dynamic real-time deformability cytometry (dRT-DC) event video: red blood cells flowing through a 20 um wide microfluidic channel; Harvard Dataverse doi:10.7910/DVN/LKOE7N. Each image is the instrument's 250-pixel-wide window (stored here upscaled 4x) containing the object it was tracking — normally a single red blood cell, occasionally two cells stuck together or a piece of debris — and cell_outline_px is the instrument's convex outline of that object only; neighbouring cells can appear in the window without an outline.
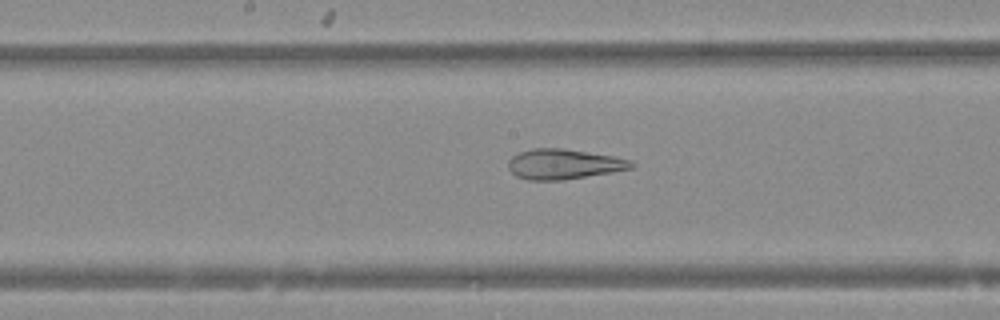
{"species": "Egyptian fruit bat (a non-hibernating species)", "species_latin": "Rousettus aegyptiacus", "temperature_condition": "warm", "stored_images_in_passage": 37, "camera_frame_rate_fps": 3000, "um_per_image_px": 0.085, "animal": {"sex": "female"}, "frame": {"image": 1, "passage_image": 22, "time_ms": 7.0, "image_size_px": [1000, 320], "cell_outline_px": [[636, 164], [632, 168], [612, 172], [564, 180], [528, 180], [516, 176], [508, 168], [508, 160], [512, 156], [520, 152], [532, 148], [564, 148], [612, 156], [632, 160]], "centroid_in_image_um": [47.91, 13.95], "position_along_channel_um": 200.3, "area_um2": 21.68}}